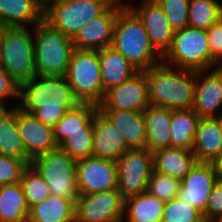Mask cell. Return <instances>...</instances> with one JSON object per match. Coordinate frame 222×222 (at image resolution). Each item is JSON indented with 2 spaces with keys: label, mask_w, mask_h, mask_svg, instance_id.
I'll list each match as a JSON object with an SVG mask.
<instances>
[{
  "label": "cell",
  "mask_w": 222,
  "mask_h": 222,
  "mask_svg": "<svg viewBox=\"0 0 222 222\" xmlns=\"http://www.w3.org/2000/svg\"><path fill=\"white\" fill-rule=\"evenodd\" d=\"M191 151L196 161L213 163L222 152L221 117L200 118Z\"/></svg>",
  "instance_id": "obj_20"
},
{
  "label": "cell",
  "mask_w": 222,
  "mask_h": 222,
  "mask_svg": "<svg viewBox=\"0 0 222 222\" xmlns=\"http://www.w3.org/2000/svg\"><path fill=\"white\" fill-rule=\"evenodd\" d=\"M7 27L2 23L0 22V43H1V40H2V36L4 34V31Z\"/></svg>",
  "instance_id": "obj_44"
},
{
  "label": "cell",
  "mask_w": 222,
  "mask_h": 222,
  "mask_svg": "<svg viewBox=\"0 0 222 222\" xmlns=\"http://www.w3.org/2000/svg\"><path fill=\"white\" fill-rule=\"evenodd\" d=\"M32 30L36 75L65 76L74 50L72 39L44 19Z\"/></svg>",
  "instance_id": "obj_4"
},
{
  "label": "cell",
  "mask_w": 222,
  "mask_h": 222,
  "mask_svg": "<svg viewBox=\"0 0 222 222\" xmlns=\"http://www.w3.org/2000/svg\"><path fill=\"white\" fill-rule=\"evenodd\" d=\"M20 85L0 65V107H8V101L19 103ZM14 99V100H13Z\"/></svg>",
  "instance_id": "obj_40"
},
{
  "label": "cell",
  "mask_w": 222,
  "mask_h": 222,
  "mask_svg": "<svg viewBox=\"0 0 222 222\" xmlns=\"http://www.w3.org/2000/svg\"><path fill=\"white\" fill-rule=\"evenodd\" d=\"M111 222H126V220L123 217H121V218L116 219V220L111 221Z\"/></svg>",
  "instance_id": "obj_45"
},
{
  "label": "cell",
  "mask_w": 222,
  "mask_h": 222,
  "mask_svg": "<svg viewBox=\"0 0 222 222\" xmlns=\"http://www.w3.org/2000/svg\"><path fill=\"white\" fill-rule=\"evenodd\" d=\"M131 9L142 20L152 46L163 57L171 47L175 31L162 8L157 3L142 2Z\"/></svg>",
  "instance_id": "obj_18"
},
{
  "label": "cell",
  "mask_w": 222,
  "mask_h": 222,
  "mask_svg": "<svg viewBox=\"0 0 222 222\" xmlns=\"http://www.w3.org/2000/svg\"><path fill=\"white\" fill-rule=\"evenodd\" d=\"M58 147L76 161L93 156V132H75L61 142Z\"/></svg>",
  "instance_id": "obj_36"
},
{
  "label": "cell",
  "mask_w": 222,
  "mask_h": 222,
  "mask_svg": "<svg viewBox=\"0 0 222 222\" xmlns=\"http://www.w3.org/2000/svg\"><path fill=\"white\" fill-rule=\"evenodd\" d=\"M93 156L117 161L130 149L121 132L97 109L93 115Z\"/></svg>",
  "instance_id": "obj_19"
},
{
  "label": "cell",
  "mask_w": 222,
  "mask_h": 222,
  "mask_svg": "<svg viewBox=\"0 0 222 222\" xmlns=\"http://www.w3.org/2000/svg\"><path fill=\"white\" fill-rule=\"evenodd\" d=\"M191 150L167 147L153 153L154 170L182 180L196 163Z\"/></svg>",
  "instance_id": "obj_27"
},
{
  "label": "cell",
  "mask_w": 222,
  "mask_h": 222,
  "mask_svg": "<svg viewBox=\"0 0 222 222\" xmlns=\"http://www.w3.org/2000/svg\"><path fill=\"white\" fill-rule=\"evenodd\" d=\"M27 28L7 27L0 43V65L19 85L36 74L33 30Z\"/></svg>",
  "instance_id": "obj_5"
},
{
  "label": "cell",
  "mask_w": 222,
  "mask_h": 222,
  "mask_svg": "<svg viewBox=\"0 0 222 222\" xmlns=\"http://www.w3.org/2000/svg\"><path fill=\"white\" fill-rule=\"evenodd\" d=\"M30 165L43 178L53 196L68 198L74 203L79 197L76 177V160L59 147L40 154Z\"/></svg>",
  "instance_id": "obj_8"
},
{
  "label": "cell",
  "mask_w": 222,
  "mask_h": 222,
  "mask_svg": "<svg viewBox=\"0 0 222 222\" xmlns=\"http://www.w3.org/2000/svg\"><path fill=\"white\" fill-rule=\"evenodd\" d=\"M162 62L191 71L211 69L212 56L206 30L189 26L176 30L171 47L162 57Z\"/></svg>",
  "instance_id": "obj_7"
},
{
  "label": "cell",
  "mask_w": 222,
  "mask_h": 222,
  "mask_svg": "<svg viewBox=\"0 0 222 222\" xmlns=\"http://www.w3.org/2000/svg\"><path fill=\"white\" fill-rule=\"evenodd\" d=\"M209 40L212 68L222 64V17L206 30Z\"/></svg>",
  "instance_id": "obj_41"
},
{
  "label": "cell",
  "mask_w": 222,
  "mask_h": 222,
  "mask_svg": "<svg viewBox=\"0 0 222 222\" xmlns=\"http://www.w3.org/2000/svg\"><path fill=\"white\" fill-rule=\"evenodd\" d=\"M142 2H145V0H141L138 3ZM111 3L120 9H131L133 7V4H130L129 2L125 1L122 2V0H111Z\"/></svg>",
  "instance_id": "obj_43"
},
{
  "label": "cell",
  "mask_w": 222,
  "mask_h": 222,
  "mask_svg": "<svg viewBox=\"0 0 222 222\" xmlns=\"http://www.w3.org/2000/svg\"><path fill=\"white\" fill-rule=\"evenodd\" d=\"M222 17V2L217 0H190L188 26L208 30Z\"/></svg>",
  "instance_id": "obj_32"
},
{
  "label": "cell",
  "mask_w": 222,
  "mask_h": 222,
  "mask_svg": "<svg viewBox=\"0 0 222 222\" xmlns=\"http://www.w3.org/2000/svg\"><path fill=\"white\" fill-rule=\"evenodd\" d=\"M111 5V0H44V20L72 39L83 24Z\"/></svg>",
  "instance_id": "obj_9"
},
{
  "label": "cell",
  "mask_w": 222,
  "mask_h": 222,
  "mask_svg": "<svg viewBox=\"0 0 222 222\" xmlns=\"http://www.w3.org/2000/svg\"><path fill=\"white\" fill-rule=\"evenodd\" d=\"M76 177L80 195L117 189L116 161L95 156L77 160Z\"/></svg>",
  "instance_id": "obj_12"
},
{
  "label": "cell",
  "mask_w": 222,
  "mask_h": 222,
  "mask_svg": "<svg viewBox=\"0 0 222 222\" xmlns=\"http://www.w3.org/2000/svg\"><path fill=\"white\" fill-rule=\"evenodd\" d=\"M165 203L147 191L124 199L126 222H161Z\"/></svg>",
  "instance_id": "obj_28"
},
{
  "label": "cell",
  "mask_w": 222,
  "mask_h": 222,
  "mask_svg": "<svg viewBox=\"0 0 222 222\" xmlns=\"http://www.w3.org/2000/svg\"><path fill=\"white\" fill-rule=\"evenodd\" d=\"M121 132L130 149L145 148L147 130L141 111L99 109Z\"/></svg>",
  "instance_id": "obj_22"
},
{
  "label": "cell",
  "mask_w": 222,
  "mask_h": 222,
  "mask_svg": "<svg viewBox=\"0 0 222 222\" xmlns=\"http://www.w3.org/2000/svg\"><path fill=\"white\" fill-rule=\"evenodd\" d=\"M161 222H207L193 206L175 198L165 203Z\"/></svg>",
  "instance_id": "obj_35"
},
{
  "label": "cell",
  "mask_w": 222,
  "mask_h": 222,
  "mask_svg": "<svg viewBox=\"0 0 222 222\" xmlns=\"http://www.w3.org/2000/svg\"><path fill=\"white\" fill-rule=\"evenodd\" d=\"M181 188V180L157 172L153 169L148 181L147 192L164 202L177 198Z\"/></svg>",
  "instance_id": "obj_34"
},
{
  "label": "cell",
  "mask_w": 222,
  "mask_h": 222,
  "mask_svg": "<svg viewBox=\"0 0 222 222\" xmlns=\"http://www.w3.org/2000/svg\"><path fill=\"white\" fill-rule=\"evenodd\" d=\"M43 19L44 0H0V22L6 27L32 28Z\"/></svg>",
  "instance_id": "obj_21"
},
{
  "label": "cell",
  "mask_w": 222,
  "mask_h": 222,
  "mask_svg": "<svg viewBox=\"0 0 222 222\" xmlns=\"http://www.w3.org/2000/svg\"><path fill=\"white\" fill-rule=\"evenodd\" d=\"M103 91L117 86L138 72V70L112 46L98 50Z\"/></svg>",
  "instance_id": "obj_24"
},
{
  "label": "cell",
  "mask_w": 222,
  "mask_h": 222,
  "mask_svg": "<svg viewBox=\"0 0 222 222\" xmlns=\"http://www.w3.org/2000/svg\"><path fill=\"white\" fill-rule=\"evenodd\" d=\"M78 103L65 76L35 74L20 84L19 108L51 127Z\"/></svg>",
  "instance_id": "obj_1"
},
{
  "label": "cell",
  "mask_w": 222,
  "mask_h": 222,
  "mask_svg": "<svg viewBox=\"0 0 222 222\" xmlns=\"http://www.w3.org/2000/svg\"><path fill=\"white\" fill-rule=\"evenodd\" d=\"M28 166L25 160L0 154V186L20 182Z\"/></svg>",
  "instance_id": "obj_38"
},
{
  "label": "cell",
  "mask_w": 222,
  "mask_h": 222,
  "mask_svg": "<svg viewBox=\"0 0 222 222\" xmlns=\"http://www.w3.org/2000/svg\"><path fill=\"white\" fill-rule=\"evenodd\" d=\"M217 179L212 163L197 161L181 180L177 199L203 213Z\"/></svg>",
  "instance_id": "obj_15"
},
{
  "label": "cell",
  "mask_w": 222,
  "mask_h": 222,
  "mask_svg": "<svg viewBox=\"0 0 222 222\" xmlns=\"http://www.w3.org/2000/svg\"><path fill=\"white\" fill-rule=\"evenodd\" d=\"M124 199L118 189L79 195L75 222H111L123 217Z\"/></svg>",
  "instance_id": "obj_11"
},
{
  "label": "cell",
  "mask_w": 222,
  "mask_h": 222,
  "mask_svg": "<svg viewBox=\"0 0 222 222\" xmlns=\"http://www.w3.org/2000/svg\"><path fill=\"white\" fill-rule=\"evenodd\" d=\"M17 126L23 140L26 156L34 157L58 148L54 138L53 127L36 119L17 105Z\"/></svg>",
  "instance_id": "obj_17"
},
{
  "label": "cell",
  "mask_w": 222,
  "mask_h": 222,
  "mask_svg": "<svg viewBox=\"0 0 222 222\" xmlns=\"http://www.w3.org/2000/svg\"><path fill=\"white\" fill-rule=\"evenodd\" d=\"M20 185L29 208L51 195L48 185L31 165L24 170Z\"/></svg>",
  "instance_id": "obj_33"
},
{
  "label": "cell",
  "mask_w": 222,
  "mask_h": 222,
  "mask_svg": "<svg viewBox=\"0 0 222 222\" xmlns=\"http://www.w3.org/2000/svg\"><path fill=\"white\" fill-rule=\"evenodd\" d=\"M194 97L192 109L200 118L222 116L219 111L222 107V69L219 66L195 71Z\"/></svg>",
  "instance_id": "obj_14"
},
{
  "label": "cell",
  "mask_w": 222,
  "mask_h": 222,
  "mask_svg": "<svg viewBox=\"0 0 222 222\" xmlns=\"http://www.w3.org/2000/svg\"><path fill=\"white\" fill-rule=\"evenodd\" d=\"M65 78L80 103H101L104 91L98 50L74 49Z\"/></svg>",
  "instance_id": "obj_6"
},
{
  "label": "cell",
  "mask_w": 222,
  "mask_h": 222,
  "mask_svg": "<svg viewBox=\"0 0 222 222\" xmlns=\"http://www.w3.org/2000/svg\"><path fill=\"white\" fill-rule=\"evenodd\" d=\"M98 106L90 103H78L53 126L54 138L59 145L71 133L94 132L93 115Z\"/></svg>",
  "instance_id": "obj_26"
},
{
  "label": "cell",
  "mask_w": 222,
  "mask_h": 222,
  "mask_svg": "<svg viewBox=\"0 0 222 222\" xmlns=\"http://www.w3.org/2000/svg\"><path fill=\"white\" fill-rule=\"evenodd\" d=\"M117 189L123 199L147 191L154 169L153 153L145 148L128 149L117 161Z\"/></svg>",
  "instance_id": "obj_10"
},
{
  "label": "cell",
  "mask_w": 222,
  "mask_h": 222,
  "mask_svg": "<svg viewBox=\"0 0 222 222\" xmlns=\"http://www.w3.org/2000/svg\"><path fill=\"white\" fill-rule=\"evenodd\" d=\"M28 214L20 182L0 186V222H27Z\"/></svg>",
  "instance_id": "obj_31"
},
{
  "label": "cell",
  "mask_w": 222,
  "mask_h": 222,
  "mask_svg": "<svg viewBox=\"0 0 222 222\" xmlns=\"http://www.w3.org/2000/svg\"><path fill=\"white\" fill-rule=\"evenodd\" d=\"M12 106L0 107V154L25 160L30 165L17 126V105Z\"/></svg>",
  "instance_id": "obj_25"
},
{
  "label": "cell",
  "mask_w": 222,
  "mask_h": 222,
  "mask_svg": "<svg viewBox=\"0 0 222 222\" xmlns=\"http://www.w3.org/2000/svg\"><path fill=\"white\" fill-rule=\"evenodd\" d=\"M119 10L112 4L103 14L83 24L72 38L74 49L100 50L111 46Z\"/></svg>",
  "instance_id": "obj_16"
},
{
  "label": "cell",
  "mask_w": 222,
  "mask_h": 222,
  "mask_svg": "<svg viewBox=\"0 0 222 222\" xmlns=\"http://www.w3.org/2000/svg\"><path fill=\"white\" fill-rule=\"evenodd\" d=\"M159 0H145V2H153V3H157Z\"/></svg>",
  "instance_id": "obj_46"
},
{
  "label": "cell",
  "mask_w": 222,
  "mask_h": 222,
  "mask_svg": "<svg viewBox=\"0 0 222 222\" xmlns=\"http://www.w3.org/2000/svg\"><path fill=\"white\" fill-rule=\"evenodd\" d=\"M217 178L222 179V152L218 155V157L212 163Z\"/></svg>",
  "instance_id": "obj_42"
},
{
  "label": "cell",
  "mask_w": 222,
  "mask_h": 222,
  "mask_svg": "<svg viewBox=\"0 0 222 222\" xmlns=\"http://www.w3.org/2000/svg\"><path fill=\"white\" fill-rule=\"evenodd\" d=\"M111 46L138 71L162 62V56L152 46L142 20L132 9L118 11Z\"/></svg>",
  "instance_id": "obj_3"
},
{
  "label": "cell",
  "mask_w": 222,
  "mask_h": 222,
  "mask_svg": "<svg viewBox=\"0 0 222 222\" xmlns=\"http://www.w3.org/2000/svg\"><path fill=\"white\" fill-rule=\"evenodd\" d=\"M199 120L193 109L172 110L170 147L192 150Z\"/></svg>",
  "instance_id": "obj_30"
},
{
  "label": "cell",
  "mask_w": 222,
  "mask_h": 222,
  "mask_svg": "<svg viewBox=\"0 0 222 222\" xmlns=\"http://www.w3.org/2000/svg\"><path fill=\"white\" fill-rule=\"evenodd\" d=\"M152 106L171 110L192 109L195 96V71L179 69L163 62L144 70Z\"/></svg>",
  "instance_id": "obj_2"
},
{
  "label": "cell",
  "mask_w": 222,
  "mask_h": 222,
  "mask_svg": "<svg viewBox=\"0 0 222 222\" xmlns=\"http://www.w3.org/2000/svg\"><path fill=\"white\" fill-rule=\"evenodd\" d=\"M27 222H75V203L50 195L29 208Z\"/></svg>",
  "instance_id": "obj_29"
},
{
  "label": "cell",
  "mask_w": 222,
  "mask_h": 222,
  "mask_svg": "<svg viewBox=\"0 0 222 222\" xmlns=\"http://www.w3.org/2000/svg\"><path fill=\"white\" fill-rule=\"evenodd\" d=\"M189 2L190 0H159L157 2L174 31L188 26Z\"/></svg>",
  "instance_id": "obj_37"
},
{
  "label": "cell",
  "mask_w": 222,
  "mask_h": 222,
  "mask_svg": "<svg viewBox=\"0 0 222 222\" xmlns=\"http://www.w3.org/2000/svg\"><path fill=\"white\" fill-rule=\"evenodd\" d=\"M207 222L222 221V179L218 178L209 195L207 206L202 213Z\"/></svg>",
  "instance_id": "obj_39"
},
{
  "label": "cell",
  "mask_w": 222,
  "mask_h": 222,
  "mask_svg": "<svg viewBox=\"0 0 222 222\" xmlns=\"http://www.w3.org/2000/svg\"><path fill=\"white\" fill-rule=\"evenodd\" d=\"M171 114L169 108L152 105L143 111L147 130L145 149L151 153L170 147Z\"/></svg>",
  "instance_id": "obj_23"
},
{
  "label": "cell",
  "mask_w": 222,
  "mask_h": 222,
  "mask_svg": "<svg viewBox=\"0 0 222 222\" xmlns=\"http://www.w3.org/2000/svg\"><path fill=\"white\" fill-rule=\"evenodd\" d=\"M150 104L144 71H138L123 83L105 91L98 109H119L143 112Z\"/></svg>",
  "instance_id": "obj_13"
}]
</instances>
